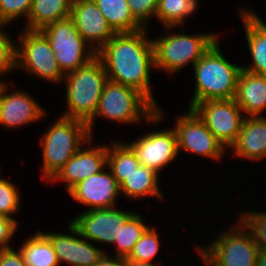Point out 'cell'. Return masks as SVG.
I'll list each match as a JSON object with an SVG mask.
<instances>
[{"label":"cell","mask_w":266,"mask_h":266,"mask_svg":"<svg viewBox=\"0 0 266 266\" xmlns=\"http://www.w3.org/2000/svg\"><path fill=\"white\" fill-rule=\"evenodd\" d=\"M18 222L14 218L0 215V250L11 248L9 241L16 232Z\"/></svg>","instance_id":"e575fe53"},{"label":"cell","mask_w":266,"mask_h":266,"mask_svg":"<svg viewBox=\"0 0 266 266\" xmlns=\"http://www.w3.org/2000/svg\"><path fill=\"white\" fill-rule=\"evenodd\" d=\"M16 45V68H24L41 79L60 83L64 74L60 70L51 45L40 30L24 29Z\"/></svg>","instance_id":"9c48e42d"},{"label":"cell","mask_w":266,"mask_h":266,"mask_svg":"<svg viewBox=\"0 0 266 266\" xmlns=\"http://www.w3.org/2000/svg\"><path fill=\"white\" fill-rule=\"evenodd\" d=\"M127 145L134 151L142 166L153 169L157 173L179 154L174 129L150 132Z\"/></svg>","instance_id":"4fadbf2b"},{"label":"cell","mask_w":266,"mask_h":266,"mask_svg":"<svg viewBox=\"0 0 266 266\" xmlns=\"http://www.w3.org/2000/svg\"><path fill=\"white\" fill-rule=\"evenodd\" d=\"M249 212L241 214L239 222L251 233L259 250H266V213Z\"/></svg>","instance_id":"f546056e"},{"label":"cell","mask_w":266,"mask_h":266,"mask_svg":"<svg viewBox=\"0 0 266 266\" xmlns=\"http://www.w3.org/2000/svg\"><path fill=\"white\" fill-rule=\"evenodd\" d=\"M88 148L82 147L72 156L59 172L50 180L65 181L69 191L79 182L89 176L99 173L107 166V147L97 146Z\"/></svg>","instance_id":"ac0fdd59"},{"label":"cell","mask_w":266,"mask_h":266,"mask_svg":"<svg viewBox=\"0 0 266 266\" xmlns=\"http://www.w3.org/2000/svg\"><path fill=\"white\" fill-rule=\"evenodd\" d=\"M173 128L177 135L178 151L184 149L215 160L223 156L224 146L192 109L180 116Z\"/></svg>","instance_id":"8fae6325"},{"label":"cell","mask_w":266,"mask_h":266,"mask_svg":"<svg viewBox=\"0 0 266 266\" xmlns=\"http://www.w3.org/2000/svg\"><path fill=\"white\" fill-rule=\"evenodd\" d=\"M134 213L117 208L87 210L71 223L78 229L81 238L102 243H114L126 221Z\"/></svg>","instance_id":"7c38bea8"},{"label":"cell","mask_w":266,"mask_h":266,"mask_svg":"<svg viewBox=\"0 0 266 266\" xmlns=\"http://www.w3.org/2000/svg\"><path fill=\"white\" fill-rule=\"evenodd\" d=\"M213 34H171L152 40L154 67L174 73L191 63L193 66L217 41Z\"/></svg>","instance_id":"8992f818"},{"label":"cell","mask_w":266,"mask_h":266,"mask_svg":"<svg viewBox=\"0 0 266 266\" xmlns=\"http://www.w3.org/2000/svg\"><path fill=\"white\" fill-rule=\"evenodd\" d=\"M256 266H266V250H259Z\"/></svg>","instance_id":"f35d334b"},{"label":"cell","mask_w":266,"mask_h":266,"mask_svg":"<svg viewBox=\"0 0 266 266\" xmlns=\"http://www.w3.org/2000/svg\"><path fill=\"white\" fill-rule=\"evenodd\" d=\"M26 266H59L57 255L42 231L30 237L19 249Z\"/></svg>","instance_id":"d4e9b609"},{"label":"cell","mask_w":266,"mask_h":266,"mask_svg":"<svg viewBox=\"0 0 266 266\" xmlns=\"http://www.w3.org/2000/svg\"><path fill=\"white\" fill-rule=\"evenodd\" d=\"M133 17L143 26L146 20L156 15L158 0H127Z\"/></svg>","instance_id":"836d02e7"},{"label":"cell","mask_w":266,"mask_h":266,"mask_svg":"<svg viewBox=\"0 0 266 266\" xmlns=\"http://www.w3.org/2000/svg\"><path fill=\"white\" fill-rule=\"evenodd\" d=\"M197 0H158L155 17L168 29L182 25L197 8Z\"/></svg>","instance_id":"4316f807"},{"label":"cell","mask_w":266,"mask_h":266,"mask_svg":"<svg viewBox=\"0 0 266 266\" xmlns=\"http://www.w3.org/2000/svg\"><path fill=\"white\" fill-rule=\"evenodd\" d=\"M73 0H32L26 29L41 30L70 16Z\"/></svg>","instance_id":"7402d4cb"},{"label":"cell","mask_w":266,"mask_h":266,"mask_svg":"<svg viewBox=\"0 0 266 266\" xmlns=\"http://www.w3.org/2000/svg\"><path fill=\"white\" fill-rule=\"evenodd\" d=\"M234 99L248 117L261 116L260 113L266 108V76L242 69Z\"/></svg>","instance_id":"ffe728a7"},{"label":"cell","mask_w":266,"mask_h":266,"mask_svg":"<svg viewBox=\"0 0 266 266\" xmlns=\"http://www.w3.org/2000/svg\"><path fill=\"white\" fill-rule=\"evenodd\" d=\"M193 68L196 88L189 109L206 100L233 99L235 97L242 67L232 64L224 58L220 52L218 40Z\"/></svg>","instance_id":"7a4b0ae2"},{"label":"cell","mask_w":266,"mask_h":266,"mask_svg":"<svg viewBox=\"0 0 266 266\" xmlns=\"http://www.w3.org/2000/svg\"><path fill=\"white\" fill-rule=\"evenodd\" d=\"M70 17L79 34L96 52L115 34L93 0H73Z\"/></svg>","instance_id":"5bb4252c"},{"label":"cell","mask_w":266,"mask_h":266,"mask_svg":"<svg viewBox=\"0 0 266 266\" xmlns=\"http://www.w3.org/2000/svg\"><path fill=\"white\" fill-rule=\"evenodd\" d=\"M68 226L72 235L43 233L51 242L59 263L64 261L72 266H93L104 252L86 241V238H77L81 237V234L72 223Z\"/></svg>","instance_id":"2e32d148"},{"label":"cell","mask_w":266,"mask_h":266,"mask_svg":"<svg viewBox=\"0 0 266 266\" xmlns=\"http://www.w3.org/2000/svg\"><path fill=\"white\" fill-rule=\"evenodd\" d=\"M40 31L49 41L64 75L86 65L96 57V51L79 34L70 16L51 23Z\"/></svg>","instance_id":"52a82bcc"},{"label":"cell","mask_w":266,"mask_h":266,"mask_svg":"<svg viewBox=\"0 0 266 266\" xmlns=\"http://www.w3.org/2000/svg\"><path fill=\"white\" fill-rule=\"evenodd\" d=\"M239 14L244 23L248 48L253 65L242 67L243 70L266 76V25L253 11L241 10Z\"/></svg>","instance_id":"44dd1931"},{"label":"cell","mask_w":266,"mask_h":266,"mask_svg":"<svg viewBox=\"0 0 266 266\" xmlns=\"http://www.w3.org/2000/svg\"><path fill=\"white\" fill-rule=\"evenodd\" d=\"M231 148L237 157L251 160L266 157V118L245 116L241 131Z\"/></svg>","instance_id":"d6986e66"},{"label":"cell","mask_w":266,"mask_h":266,"mask_svg":"<svg viewBox=\"0 0 266 266\" xmlns=\"http://www.w3.org/2000/svg\"><path fill=\"white\" fill-rule=\"evenodd\" d=\"M140 165L134 151L126 143L113 142L112 147L107 148V167L119 186Z\"/></svg>","instance_id":"484cf974"},{"label":"cell","mask_w":266,"mask_h":266,"mask_svg":"<svg viewBox=\"0 0 266 266\" xmlns=\"http://www.w3.org/2000/svg\"><path fill=\"white\" fill-rule=\"evenodd\" d=\"M115 33L144 28L132 15L127 0H93Z\"/></svg>","instance_id":"603a6c76"},{"label":"cell","mask_w":266,"mask_h":266,"mask_svg":"<svg viewBox=\"0 0 266 266\" xmlns=\"http://www.w3.org/2000/svg\"><path fill=\"white\" fill-rule=\"evenodd\" d=\"M1 177V176H0ZM12 182L0 178V215L12 218L20 210V195Z\"/></svg>","instance_id":"4dcf8cb0"},{"label":"cell","mask_w":266,"mask_h":266,"mask_svg":"<svg viewBox=\"0 0 266 266\" xmlns=\"http://www.w3.org/2000/svg\"><path fill=\"white\" fill-rule=\"evenodd\" d=\"M32 0H0V14L8 22L22 15L28 19Z\"/></svg>","instance_id":"1f68e13d"},{"label":"cell","mask_w":266,"mask_h":266,"mask_svg":"<svg viewBox=\"0 0 266 266\" xmlns=\"http://www.w3.org/2000/svg\"><path fill=\"white\" fill-rule=\"evenodd\" d=\"M225 147L236 142L244 116L235 99L206 100L191 108Z\"/></svg>","instance_id":"30bf717a"},{"label":"cell","mask_w":266,"mask_h":266,"mask_svg":"<svg viewBox=\"0 0 266 266\" xmlns=\"http://www.w3.org/2000/svg\"><path fill=\"white\" fill-rule=\"evenodd\" d=\"M155 228L150 227L136 242L131 253L126 257L131 260L151 262L159 251V238Z\"/></svg>","instance_id":"f1b7e54d"},{"label":"cell","mask_w":266,"mask_h":266,"mask_svg":"<svg viewBox=\"0 0 266 266\" xmlns=\"http://www.w3.org/2000/svg\"><path fill=\"white\" fill-rule=\"evenodd\" d=\"M158 173L153 169L140 165L131 173L119 186L120 193L130 196V198H141L146 196H156L163 200L158 187Z\"/></svg>","instance_id":"cb8c5ba5"},{"label":"cell","mask_w":266,"mask_h":266,"mask_svg":"<svg viewBox=\"0 0 266 266\" xmlns=\"http://www.w3.org/2000/svg\"><path fill=\"white\" fill-rule=\"evenodd\" d=\"M148 228L142 222V217L134 213L123 225L118 238L114 241L117 246L116 256L127 257Z\"/></svg>","instance_id":"83f0119b"},{"label":"cell","mask_w":266,"mask_h":266,"mask_svg":"<svg viewBox=\"0 0 266 266\" xmlns=\"http://www.w3.org/2000/svg\"><path fill=\"white\" fill-rule=\"evenodd\" d=\"M7 91L6 84L0 81V125L15 128L45 116L46 111L28 93L13 91L6 94Z\"/></svg>","instance_id":"e0dca14e"},{"label":"cell","mask_w":266,"mask_h":266,"mask_svg":"<svg viewBox=\"0 0 266 266\" xmlns=\"http://www.w3.org/2000/svg\"><path fill=\"white\" fill-rule=\"evenodd\" d=\"M93 266H127L126 257L115 256V258H109L107 253H104Z\"/></svg>","instance_id":"8d00e7d4"},{"label":"cell","mask_w":266,"mask_h":266,"mask_svg":"<svg viewBox=\"0 0 266 266\" xmlns=\"http://www.w3.org/2000/svg\"><path fill=\"white\" fill-rule=\"evenodd\" d=\"M5 24H9L3 17H2V15L0 14V35H3V34H5L6 33V31L5 32H3V30H2V27H3V25H5Z\"/></svg>","instance_id":"ab89813d"},{"label":"cell","mask_w":266,"mask_h":266,"mask_svg":"<svg viewBox=\"0 0 266 266\" xmlns=\"http://www.w3.org/2000/svg\"><path fill=\"white\" fill-rule=\"evenodd\" d=\"M7 33L0 35V76L16 68V43Z\"/></svg>","instance_id":"d6a6232c"},{"label":"cell","mask_w":266,"mask_h":266,"mask_svg":"<svg viewBox=\"0 0 266 266\" xmlns=\"http://www.w3.org/2000/svg\"><path fill=\"white\" fill-rule=\"evenodd\" d=\"M209 245L197 249L208 266H256L259 247L242 223Z\"/></svg>","instance_id":"ba28073f"},{"label":"cell","mask_w":266,"mask_h":266,"mask_svg":"<svg viewBox=\"0 0 266 266\" xmlns=\"http://www.w3.org/2000/svg\"><path fill=\"white\" fill-rule=\"evenodd\" d=\"M0 266H26L21 251L13 248L0 250Z\"/></svg>","instance_id":"d590c367"},{"label":"cell","mask_w":266,"mask_h":266,"mask_svg":"<svg viewBox=\"0 0 266 266\" xmlns=\"http://www.w3.org/2000/svg\"><path fill=\"white\" fill-rule=\"evenodd\" d=\"M68 110L64 117L88 123L97 111L105 83L108 81L102 61L96 56L86 65L64 76Z\"/></svg>","instance_id":"3957f363"},{"label":"cell","mask_w":266,"mask_h":266,"mask_svg":"<svg viewBox=\"0 0 266 266\" xmlns=\"http://www.w3.org/2000/svg\"><path fill=\"white\" fill-rule=\"evenodd\" d=\"M127 266H158L154 265L152 262H146V261H137V260H131L126 258Z\"/></svg>","instance_id":"74e56055"},{"label":"cell","mask_w":266,"mask_h":266,"mask_svg":"<svg viewBox=\"0 0 266 266\" xmlns=\"http://www.w3.org/2000/svg\"><path fill=\"white\" fill-rule=\"evenodd\" d=\"M162 113L160 108H156L138 90L108 80L103 88L95 116L87 125L92 136V126L97 115L122 123H136L142 117L149 123L150 121L156 123L162 119Z\"/></svg>","instance_id":"5b68a950"},{"label":"cell","mask_w":266,"mask_h":266,"mask_svg":"<svg viewBox=\"0 0 266 266\" xmlns=\"http://www.w3.org/2000/svg\"><path fill=\"white\" fill-rule=\"evenodd\" d=\"M91 139L87 123L78 119L61 116L49 126L41 142L45 180L50 181Z\"/></svg>","instance_id":"277c9868"},{"label":"cell","mask_w":266,"mask_h":266,"mask_svg":"<svg viewBox=\"0 0 266 266\" xmlns=\"http://www.w3.org/2000/svg\"><path fill=\"white\" fill-rule=\"evenodd\" d=\"M73 199L90 207L88 210L115 207V199L120 194L119 185L113 174L104 169L76 184L69 191Z\"/></svg>","instance_id":"9a60e30c"},{"label":"cell","mask_w":266,"mask_h":266,"mask_svg":"<svg viewBox=\"0 0 266 266\" xmlns=\"http://www.w3.org/2000/svg\"><path fill=\"white\" fill-rule=\"evenodd\" d=\"M146 38L145 28L115 33L96 56L103 63L108 80L138 90L158 108L150 87L154 47L152 40Z\"/></svg>","instance_id":"6da1fadb"}]
</instances>
